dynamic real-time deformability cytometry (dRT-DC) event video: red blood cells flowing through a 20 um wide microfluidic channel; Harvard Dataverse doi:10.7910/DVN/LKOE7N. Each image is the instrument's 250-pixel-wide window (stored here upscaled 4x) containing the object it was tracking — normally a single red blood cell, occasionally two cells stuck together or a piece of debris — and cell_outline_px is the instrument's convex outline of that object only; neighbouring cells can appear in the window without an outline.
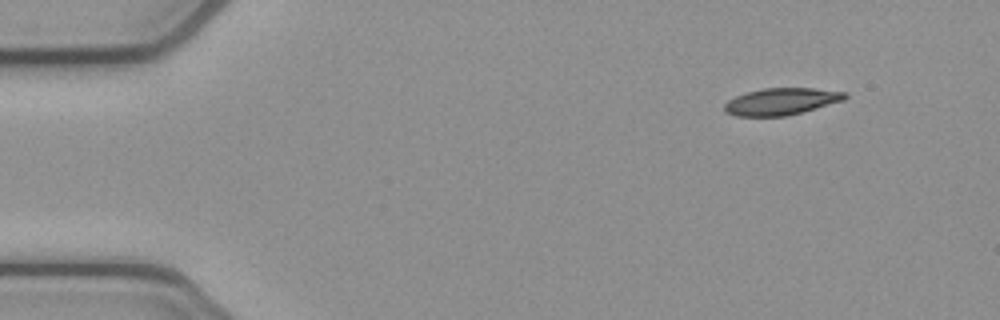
{"species": "common noctule bat (a hibernating species)", "species_latin": "Nyctalus noctula", "temperature_condition": "cold", "stored_images_in_passage": 48, "camera_frame_rate_fps": 3000, "um_per_image_px": 0.085, "animal": {"sex": "female", "body_mass_g": 21.9}, "frame": {"image": 1, "passage_image": 1, "time_ms": 0.0, "image_size_px": [1000, 320], "cell_outline_px": [[848, 96], [844, 100], [804, 112], [784, 116], [736, 116], [724, 112], [724, 104], [728, 100], [736, 96], [748, 92], [764, 88], [812, 88], [848, 92]], "centroid_in_image_um": [66.43, 8.63], "position_along_channel_um": 18.6, "area_um2": 18.96}}
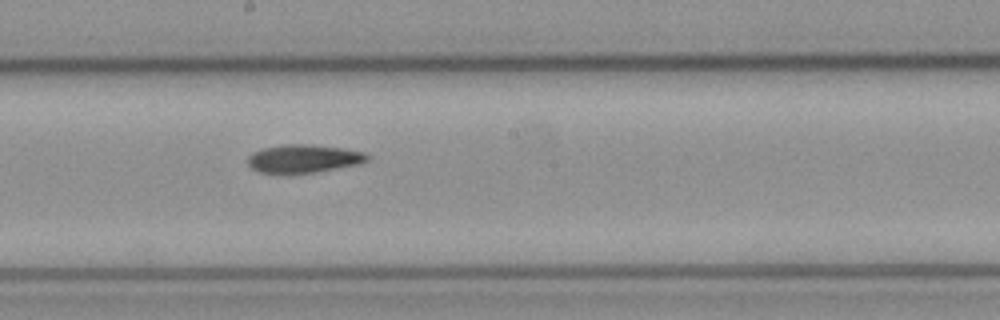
{"frame": {"image": 2, "passage_image": 24, "time_ms": 7.667, "image_size_px": [1000, 320], "cell_outline_px": [[372, 156], [368, 160], [360, 164], [316, 172], [260, 172], [252, 168], [248, 164], [248, 156], [252, 152], [264, 148], [288, 144], [304, 144], [344, 148], [364, 152]], "centroid_in_image_um": [25.86, 13.47], "position_along_channel_um": 222.3, "area_um2": 19.36}}
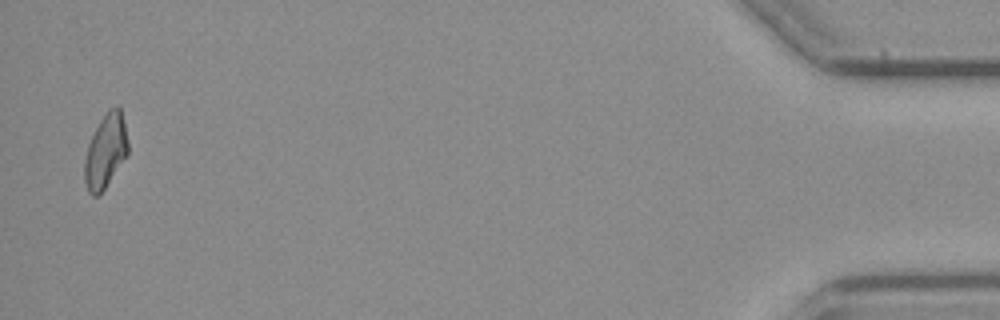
{"frame": {"image": 3, "passage_image": 47, "time_ms": 15.333, "image_size_px": [1000, 320], "cell_outline_px": [[128, 152], [104, 188], [96, 196], [92, 196], [88, 192], [84, 180], [84, 160], [88, 144], [100, 120], [108, 108], [116, 104], [120, 108], [124, 124], [128, 144]], "centroid_in_image_um": [8.95, 12.81], "position_along_channel_um": 426.3, "area_um2": 18.38}}